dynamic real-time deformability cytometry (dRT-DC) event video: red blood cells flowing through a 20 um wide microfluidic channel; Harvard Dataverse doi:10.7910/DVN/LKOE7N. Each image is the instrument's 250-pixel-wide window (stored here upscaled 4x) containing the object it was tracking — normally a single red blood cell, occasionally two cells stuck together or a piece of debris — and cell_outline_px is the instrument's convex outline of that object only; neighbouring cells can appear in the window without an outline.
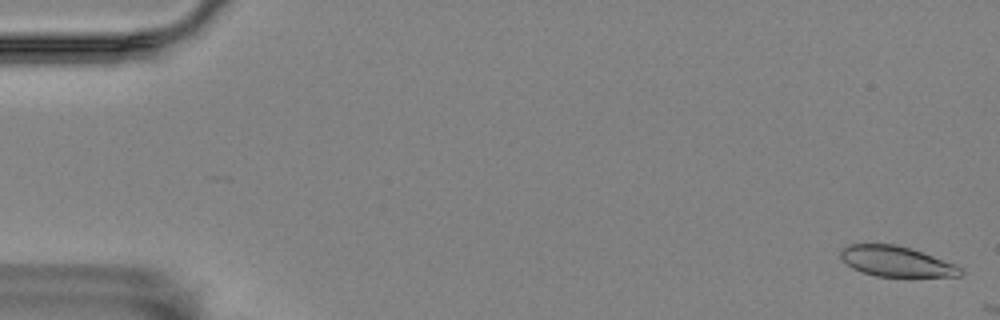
{"species": "Egyptian fruit bat (a non-hibernating species)", "species_latin": "Rousettus aegyptiacus", "temperature_condition": "room temperature", "stored_images_in_passage": 5, "camera_frame_rate_fps": 3000, "um_per_image_px": 0.085, "animal": {"sex": "female"}, "frame": {"image": 1, "passage_image": 2, "time_ms": 0.333, "image_size_px": [1000, 320], "cell_outline_px": [[964, 272], [960, 276], [876, 276], [852, 268], [840, 256], [840, 252], [848, 244], [896, 244], [932, 256], [952, 264], [960, 268]], "centroid_in_image_um": [76.14, 22.22], "position_along_channel_um": 8.9, "area_um2": 20.58}}